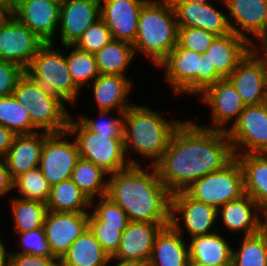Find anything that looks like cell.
Segmentation results:
<instances>
[{
    "instance_id": "6da1fadb",
    "label": "cell",
    "mask_w": 267,
    "mask_h": 266,
    "mask_svg": "<svg viewBox=\"0 0 267 266\" xmlns=\"http://www.w3.org/2000/svg\"><path fill=\"white\" fill-rule=\"evenodd\" d=\"M234 158L227 132L185 120L154 166L172 194L185 191L195 180L224 168Z\"/></svg>"
},
{
    "instance_id": "7a4b0ae2",
    "label": "cell",
    "mask_w": 267,
    "mask_h": 266,
    "mask_svg": "<svg viewBox=\"0 0 267 266\" xmlns=\"http://www.w3.org/2000/svg\"><path fill=\"white\" fill-rule=\"evenodd\" d=\"M151 171L140 165L111 174L107 197L118 204L130 221L170 225L171 193L158 177L155 166Z\"/></svg>"
},
{
    "instance_id": "3957f363",
    "label": "cell",
    "mask_w": 267,
    "mask_h": 266,
    "mask_svg": "<svg viewBox=\"0 0 267 266\" xmlns=\"http://www.w3.org/2000/svg\"><path fill=\"white\" fill-rule=\"evenodd\" d=\"M163 118L152 109L133 104L123 113V141L125 153L131 149L135 153L151 159L154 166L162 157L175 130L183 122H173Z\"/></svg>"
},
{
    "instance_id": "277c9868",
    "label": "cell",
    "mask_w": 267,
    "mask_h": 266,
    "mask_svg": "<svg viewBox=\"0 0 267 266\" xmlns=\"http://www.w3.org/2000/svg\"><path fill=\"white\" fill-rule=\"evenodd\" d=\"M178 24L169 0H148L142 7L137 35L132 43L137 52L148 55L157 67L177 45Z\"/></svg>"
},
{
    "instance_id": "5b68a950",
    "label": "cell",
    "mask_w": 267,
    "mask_h": 266,
    "mask_svg": "<svg viewBox=\"0 0 267 266\" xmlns=\"http://www.w3.org/2000/svg\"><path fill=\"white\" fill-rule=\"evenodd\" d=\"M165 68V80L176 94H201L222 77L211 67L206 53L200 54L176 45L159 65Z\"/></svg>"
},
{
    "instance_id": "8992f818",
    "label": "cell",
    "mask_w": 267,
    "mask_h": 266,
    "mask_svg": "<svg viewBox=\"0 0 267 266\" xmlns=\"http://www.w3.org/2000/svg\"><path fill=\"white\" fill-rule=\"evenodd\" d=\"M69 117L67 131L76 135L80 157L90 160L109 175L123 170L130 165H138L134 159L125 158L123 138H111L109 135L95 133L89 130L80 120L77 122Z\"/></svg>"
},
{
    "instance_id": "52a82bcc",
    "label": "cell",
    "mask_w": 267,
    "mask_h": 266,
    "mask_svg": "<svg viewBox=\"0 0 267 266\" xmlns=\"http://www.w3.org/2000/svg\"><path fill=\"white\" fill-rule=\"evenodd\" d=\"M53 42L44 43L25 70L47 93L75 106L80 88L69 73L66 56L54 49Z\"/></svg>"
},
{
    "instance_id": "ba28073f",
    "label": "cell",
    "mask_w": 267,
    "mask_h": 266,
    "mask_svg": "<svg viewBox=\"0 0 267 266\" xmlns=\"http://www.w3.org/2000/svg\"><path fill=\"white\" fill-rule=\"evenodd\" d=\"M185 192L194 200L217 210L245 194L243 169L235 157L224 168L195 180Z\"/></svg>"
},
{
    "instance_id": "9c48e42d",
    "label": "cell",
    "mask_w": 267,
    "mask_h": 266,
    "mask_svg": "<svg viewBox=\"0 0 267 266\" xmlns=\"http://www.w3.org/2000/svg\"><path fill=\"white\" fill-rule=\"evenodd\" d=\"M234 155L267 153V107L264 103L245 106L238 120L226 131ZM240 147V148H239ZM242 149V152L239 149Z\"/></svg>"
},
{
    "instance_id": "30bf717a",
    "label": "cell",
    "mask_w": 267,
    "mask_h": 266,
    "mask_svg": "<svg viewBox=\"0 0 267 266\" xmlns=\"http://www.w3.org/2000/svg\"><path fill=\"white\" fill-rule=\"evenodd\" d=\"M67 135V130L59 133L44 132L39 168L51 187L71 178L80 158L77 143L74 139L73 142L65 139Z\"/></svg>"
},
{
    "instance_id": "8fae6325",
    "label": "cell",
    "mask_w": 267,
    "mask_h": 266,
    "mask_svg": "<svg viewBox=\"0 0 267 266\" xmlns=\"http://www.w3.org/2000/svg\"><path fill=\"white\" fill-rule=\"evenodd\" d=\"M44 43L12 13L0 25V60L14 62L26 70Z\"/></svg>"
},
{
    "instance_id": "7c38bea8",
    "label": "cell",
    "mask_w": 267,
    "mask_h": 266,
    "mask_svg": "<svg viewBox=\"0 0 267 266\" xmlns=\"http://www.w3.org/2000/svg\"><path fill=\"white\" fill-rule=\"evenodd\" d=\"M89 212L48 210L43 228L53 257L61 259L71 244L88 227Z\"/></svg>"
},
{
    "instance_id": "4fadbf2b",
    "label": "cell",
    "mask_w": 267,
    "mask_h": 266,
    "mask_svg": "<svg viewBox=\"0 0 267 266\" xmlns=\"http://www.w3.org/2000/svg\"><path fill=\"white\" fill-rule=\"evenodd\" d=\"M201 97V101L211 109L213 123V127L202 126L204 128L226 132L228 130L226 125L232 120L234 124L245 108L239 93L228 78H222L208 86L201 93Z\"/></svg>"
},
{
    "instance_id": "5bb4252c",
    "label": "cell",
    "mask_w": 267,
    "mask_h": 266,
    "mask_svg": "<svg viewBox=\"0 0 267 266\" xmlns=\"http://www.w3.org/2000/svg\"><path fill=\"white\" fill-rule=\"evenodd\" d=\"M60 5L61 0H18L11 13L47 43L58 30Z\"/></svg>"
},
{
    "instance_id": "9a60e30c",
    "label": "cell",
    "mask_w": 267,
    "mask_h": 266,
    "mask_svg": "<svg viewBox=\"0 0 267 266\" xmlns=\"http://www.w3.org/2000/svg\"><path fill=\"white\" fill-rule=\"evenodd\" d=\"M227 78L245 106L264 103L267 94V65L252 50Z\"/></svg>"
},
{
    "instance_id": "2e32d148",
    "label": "cell",
    "mask_w": 267,
    "mask_h": 266,
    "mask_svg": "<svg viewBox=\"0 0 267 266\" xmlns=\"http://www.w3.org/2000/svg\"><path fill=\"white\" fill-rule=\"evenodd\" d=\"M148 0H100V18L110 29L112 38L135 41L139 16Z\"/></svg>"
},
{
    "instance_id": "e0dca14e",
    "label": "cell",
    "mask_w": 267,
    "mask_h": 266,
    "mask_svg": "<svg viewBox=\"0 0 267 266\" xmlns=\"http://www.w3.org/2000/svg\"><path fill=\"white\" fill-rule=\"evenodd\" d=\"M100 19V0H61L59 26L62 46L74 45Z\"/></svg>"
},
{
    "instance_id": "ac0fdd59",
    "label": "cell",
    "mask_w": 267,
    "mask_h": 266,
    "mask_svg": "<svg viewBox=\"0 0 267 266\" xmlns=\"http://www.w3.org/2000/svg\"><path fill=\"white\" fill-rule=\"evenodd\" d=\"M181 213L183 225L189 232V236L208 235L218 220V211L215 207L199 202L191 198L185 191L171 194L170 215Z\"/></svg>"
},
{
    "instance_id": "d6986e66",
    "label": "cell",
    "mask_w": 267,
    "mask_h": 266,
    "mask_svg": "<svg viewBox=\"0 0 267 266\" xmlns=\"http://www.w3.org/2000/svg\"><path fill=\"white\" fill-rule=\"evenodd\" d=\"M179 219L178 215H170V225L156 235L149 266H187L189 247L181 237L184 231Z\"/></svg>"
},
{
    "instance_id": "ffe728a7",
    "label": "cell",
    "mask_w": 267,
    "mask_h": 266,
    "mask_svg": "<svg viewBox=\"0 0 267 266\" xmlns=\"http://www.w3.org/2000/svg\"><path fill=\"white\" fill-rule=\"evenodd\" d=\"M178 27L203 29L217 36L232 32L229 17L210 3L171 2Z\"/></svg>"
},
{
    "instance_id": "44dd1931",
    "label": "cell",
    "mask_w": 267,
    "mask_h": 266,
    "mask_svg": "<svg viewBox=\"0 0 267 266\" xmlns=\"http://www.w3.org/2000/svg\"><path fill=\"white\" fill-rule=\"evenodd\" d=\"M165 227L163 224L130 221L122 232L119 249L114 259L149 262L156 235Z\"/></svg>"
},
{
    "instance_id": "7402d4cb",
    "label": "cell",
    "mask_w": 267,
    "mask_h": 266,
    "mask_svg": "<svg viewBox=\"0 0 267 266\" xmlns=\"http://www.w3.org/2000/svg\"><path fill=\"white\" fill-rule=\"evenodd\" d=\"M225 4L231 18L230 20L232 32L245 37L254 44L264 33V17L267 9V0H220ZM238 25V26H237ZM249 34H247V33ZM251 36H248L250 35ZM253 36V38H251Z\"/></svg>"
},
{
    "instance_id": "603a6c76",
    "label": "cell",
    "mask_w": 267,
    "mask_h": 266,
    "mask_svg": "<svg viewBox=\"0 0 267 266\" xmlns=\"http://www.w3.org/2000/svg\"><path fill=\"white\" fill-rule=\"evenodd\" d=\"M91 83L100 118L107 116L114 108L117 113L123 114L132 106L128 100L132 81L127 76L99 74Z\"/></svg>"
},
{
    "instance_id": "cb8c5ba5",
    "label": "cell",
    "mask_w": 267,
    "mask_h": 266,
    "mask_svg": "<svg viewBox=\"0 0 267 266\" xmlns=\"http://www.w3.org/2000/svg\"><path fill=\"white\" fill-rule=\"evenodd\" d=\"M252 50L248 39L234 32L218 36L205 51L206 59L216 72L227 78L237 64Z\"/></svg>"
},
{
    "instance_id": "d4e9b609",
    "label": "cell",
    "mask_w": 267,
    "mask_h": 266,
    "mask_svg": "<svg viewBox=\"0 0 267 266\" xmlns=\"http://www.w3.org/2000/svg\"><path fill=\"white\" fill-rule=\"evenodd\" d=\"M44 145V131L31 134H16L7 154L3 157L11 177L39 167Z\"/></svg>"
},
{
    "instance_id": "484cf974",
    "label": "cell",
    "mask_w": 267,
    "mask_h": 266,
    "mask_svg": "<svg viewBox=\"0 0 267 266\" xmlns=\"http://www.w3.org/2000/svg\"><path fill=\"white\" fill-rule=\"evenodd\" d=\"M259 210L258 204L245 193L222 205L217 211L218 218L221 216L222 224L230 232L239 233L243 230L244 236H249L259 233Z\"/></svg>"
},
{
    "instance_id": "4316f807",
    "label": "cell",
    "mask_w": 267,
    "mask_h": 266,
    "mask_svg": "<svg viewBox=\"0 0 267 266\" xmlns=\"http://www.w3.org/2000/svg\"><path fill=\"white\" fill-rule=\"evenodd\" d=\"M189 259L211 266H231L232 250L229 242L216 232L189 237Z\"/></svg>"
},
{
    "instance_id": "83f0119b",
    "label": "cell",
    "mask_w": 267,
    "mask_h": 266,
    "mask_svg": "<svg viewBox=\"0 0 267 266\" xmlns=\"http://www.w3.org/2000/svg\"><path fill=\"white\" fill-rule=\"evenodd\" d=\"M110 256L87 227L59 260L60 266H110Z\"/></svg>"
},
{
    "instance_id": "f1b7e54d",
    "label": "cell",
    "mask_w": 267,
    "mask_h": 266,
    "mask_svg": "<svg viewBox=\"0 0 267 266\" xmlns=\"http://www.w3.org/2000/svg\"><path fill=\"white\" fill-rule=\"evenodd\" d=\"M243 169L244 191L262 208L267 205V153L235 155Z\"/></svg>"
},
{
    "instance_id": "f546056e",
    "label": "cell",
    "mask_w": 267,
    "mask_h": 266,
    "mask_svg": "<svg viewBox=\"0 0 267 266\" xmlns=\"http://www.w3.org/2000/svg\"><path fill=\"white\" fill-rule=\"evenodd\" d=\"M27 111L32 124L39 130L48 133H59L67 130L70 113L60 98H44L30 103Z\"/></svg>"
},
{
    "instance_id": "4dcf8cb0",
    "label": "cell",
    "mask_w": 267,
    "mask_h": 266,
    "mask_svg": "<svg viewBox=\"0 0 267 266\" xmlns=\"http://www.w3.org/2000/svg\"><path fill=\"white\" fill-rule=\"evenodd\" d=\"M97 68L100 74L126 76L125 71L135 56L131 43L112 39L95 54Z\"/></svg>"
},
{
    "instance_id": "1f68e13d",
    "label": "cell",
    "mask_w": 267,
    "mask_h": 266,
    "mask_svg": "<svg viewBox=\"0 0 267 266\" xmlns=\"http://www.w3.org/2000/svg\"><path fill=\"white\" fill-rule=\"evenodd\" d=\"M46 206L56 212H87L91 201L69 178L51 187Z\"/></svg>"
},
{
    "instance_id": "d6a6232c",
    "label": "cell",
    "mask_w": 267,
    "mask_h": 266,
    "mask_svg": "<svg viewBox=\"0 0 267 266\" xmlns=\"http://www.w3.org/2000/svg\"><path fill=\"white\" fill-rule=\"evenodd\" d=\"M107 174L102 168L82 157L72 171V181L91 201V207L97 194L99 198L107 195L108 179H105Z\"/></svg>"
},
{
    "instance_id": "836d02e7",
    "label": "cell",
    "mask_w": 267,
    "mask_h": 266,
    "mask_svg": "<svg viewBox=\"0 0 267 266\" xmlns=\"http://www.w3.org/2000/svg\"><path fill=\"white\" fill-rule=\"evenodd\" d=\"M10 203L17 234L43 227L48 211L46 203L18 197L11 199Z\"/></svg>"
},
{
    "instance_id": "e575fe53",
    "label": "cell",
    "mask_w": 267,
    "mask_h": 266,
    "mask_svg": "<svg viewBox=\"0 0 267 266\" xmlns=\"http://www.w3.org/2000/svg\"><path fill=\"white\" fill-rule=\"evenodd\" d=\"M0 125L12 130L15 134L37 132L27 108L21 105L13 94L0 97Z\"/></svg>"
},
{
    "instance_id": "d590c367",
    "label": "cell",
    "mask_w": 267,
    "mask_h": 266,
    "mask_svg": "<svg viewBox=\"0 0 267 266\" xmlns=\"http://www.w3.org/2000/svg\"><path fill=\"white\" fill-rule=\"evenodd\" d=\"M242 239L240 248L232 250L231 266H267V240L260 233Z\"/></svg>"
},
{
    "instance_id": "8d00e7d4",
    "label": "cell",
    "mask_w": 267,
    "mask_h": 266,
    "mask_svg": "<svg viewBox=\"0 0 267 266\" xmlns=\"http://www.w3.org/2000/svg\"><path fill=\"white\" fill-rule=\"evenodd\" d=\"M67 49L73 48L66 56L67 66L73 82L80 88L92 82L99 76L95 55L81 51L73 45L63 46Z\"/></svg>"
},
{
    "instance_id": "74e56055",
    "label": "cell",
    "mask_w": 267,
    "mask_h": 266,
    "mask_svg": "<svg viewBox=\"0 0 267 266\" xmlns=\"http://www.w3.org/2000/svg\"><path fill=\"white\" fill-rule=\"evenodd\" d=\"M13 188H17L22 199L35 200L46 203L49 198L51 186L44 178L40 168H34L21 173L14 178Z\"/></svg>"
},
{
    "instance_id": "f35d334b",
    "label": "cell",
    "mask_w": 267,
    "mask_h": 266,
    "mask_svg": "<svg viewBox=\"0 0 267 266\" xmlns=\"http://www.w3.org/2000/svg\"><path fill=\"white\" fill-rule=\"evenodd\" d=\"M88 227L107 254L113 256L121 242L123 231H120V226L105 225L93 212H89Z\"/></svg>"
},
{
    "instance_id": "ab89813d",
    "label": "cell",
    "mask_w": 267,
    "mask_h": 266,
    "mask_svg": "<svg viewBox=\"0 0 267 266\" xmlns=\"http://www.w3.org/2000/svg\"><path fill=\"white\" fill-rule=\"evenodd\" d=\"M110 29L100 18L90 25L73 45L81 51L95 54L112 40Z\"/></svg>"
},
{
    "instance_id": "60d3db41",
    "label": "cell",
    "mask_w": 267,
    "mask_h": 266,
    "mask_svg": "<svg viewBox=\"0 0 267 266\" xmlns=\"http://www.w3.org/2000/svg\"><path fill=\"white\" fill-rule=\"evenodd\" d=\"M217 37L203 29L178 27L177 45L203 54Z\"/></svg>"
},
{
    "instance_id": "b9f144b4",
    "label": "cell",
    "mask_w": 267,
    "mask_h": 266,
    "mask_svg": "<svg viewBox=\"0 0 267 266\" xmlns=\"http://www.w3.org/2000/svg\"><path fill=\"white\" fill-rule=\"evenodd\" d=\"M95 204L92 211L102 222H105V225L120 226V231L126 229L130 220L118 204L107 196L100 197Z\"/></svg>"
},
{
    "instance_id": "7bdbcfd3",
    "label": "cell",
    "mask_w": 267,
    "mask_h": 266,
    "mask_svg": "<svg viewBox=\"0 0 267 266\" xmlns=\"http://www.w3.org/2000/svg\"><path fill=\"white\" fill-rule=\"evenodd\" d=\"M13 95L25 108H27L30 103L34 104L37 100H44V98H59L47 93L26 73L19 79L13 91Z\"/></svg>"
},
{
    "instance_id": "ee69618b",
    "label": "cell",
    "mask_w": 267,
    "mask_h": 266,
    "mask_svg": "<svg viewBox=\"0 0 267 266\" xmlns=\"http://www.w3.org/2000/svg\"><path fill=\"white\" fill-rule=\"evenodd\" d=\"M18 234L22 251L17 253L53 257L43 227Z\"/></svg>"
},
{
    "instance_id": "f6af8a7d",
    "label": "cell",
    "mask_w": 267,
    "mask_h": 266,
    "mask_svg": "<svg viewBox=\"0 0 267 266\" xmlns=\"http://www.w3.org/2000/svg\"><path fill=\"white\" fill-rule=\"evenodd\" d=\"M117 118L105 120L91 119L87 116H79V120L91 131L103 135H109L111 138H123V114H117Z\"/></svg>"
},
{
    "instance_id": "bcb514c9",
    "label": "cell",
    "mask_w": 267,
    "mask_h": 266,
    "mask_svg": "<svg viewBox=\"0 0 267 266\" xmlns=\"http://www.w3.org/2000/svg\"><path fill=\"white\" fill-rule=\"evenodd\" d=\"M25 74L20 65L0 60V97L13 94L19 79Z\"/></svg>"
},
{
    "instance_id": "7dc6e473",
    "label": "cell",
    "mask_w": 267,
    "mask_h": 266,
    "mask_svg": "<svg viewBox=\"0 0 267 266\" xmlns=\"http://www.w3.org/2000/svg\"><path fill=\"white\" fill-rule=\"evenodd\" d=\"M9 266H60L56 257L10 252Z\"/></svg>"
},
{
    "instance_id": "c3c4849f",
    "label": "cell",
    "mask_w": 267,
    "mask_h": 266,
    "mask_svg": "<svg viewBox=\"0 0 267 266\" xmlns=\"http://www.w3.org/2000/svg\"><path fill=\"white\" fill-rule=\"evenodd\" d=\"M13 181L4 159L0 158V197L14 189Z\"/></svg>"
},
{
    "instance_id": "681fc988",
    "label": "cell",
    "mask_w": 267,
    "mask_h": 266,
    "mask_svg": "<svg viewBox=\"0 0 267 266\" xmlns=\"http://www.w3.org/2000/svg\"><path fill=\"white\" fill-rule=\"evenodd\" d=\"M16 134L6 127L0 125V158H3L12 146Z\"/></svg>"
},
{
    "instance_id": "f907efd6",
    "label": "cell",
    "mask_w": 267,
    "mask_h": 266,
    "mask_svg": "<svg viewBox=\"0 0 267 266\" xmlns=\"http://www.w3.org/2000/svg\"><path fill=\"white\" fill-rule=\"evenodd\" d=\"M258 41H260V45L263 44V47H264V50L262 52H264V55H260L259 53V50L260 48H257V46L255 47L256 43H254L252 45V51L256 54V55H259L258 57L267 65V32H264L258 39ZM257 50H256V49ZM259 49V50H258ZM262 56V57H261Z\"/></svg>"
},
{
    "instance_id": "816d5d0a",
    "label": "cell",
    "mask_w": 267,
    "mask_h": 266,
    "mask_svg": "<svg viewBox=\"0 0 267 266\" xmlns=\"http://www.w3.org/2000/svg\"><path fill=\"white\" fill-rule=\"evenodd\" d=\"M259 211L260 213H263L262 215L264 216H262V218L265 219L263 221V219L259 217V233L267 240V205L260 208Z\"/></svg>"
},
{
    "instance_id": "f5cc1de1",
    "label": "cell",
    "mask_w": 267,
    "mask_h": 266,
    "mask_svg": "<svg viewBox=\"0 0 267 266\" xmlns=\"http://www.w3.org/2000/svg\"><path fill=\"white\" fill-rule=\"evenodd\" d=\"M10 264V253L7 252L6 246L0 238V266H9Z\"/></svg>"
},
{
    "instance_id": "db71d44e",
    "label": "cell",
    "mask_w": 267,
    "mask_h": 266,
    "mask_svg": "<svg viewBox=\"0 0 267 266\" xmlns=\"http://www.w3.org/2000/svg\"><path fill=\"white\" fill-rule=\"evenodd\" d=\"M115 260L119 261L115 263L114 266H149V263L144 261H133V260H122V259H115Z\"/></svg>"
},
{
    "instance_id": "11a10c76",
    "label": "cell",
    "mask_w": 267,
    "mask_h": 266,
    "mask_svg": "<svg viewBox=\"0 0 267 266\" xmlns=\"http://www.w3.org/2000/svg\"><path fill=\"white\" fill-rule=\"evenodd\" d=\"M11 14V8L0 0V25L6 20Z\"/></svg>"
},
{
    "instance_id": "9f6ffc18",
    "label": "cell",
    "mask_w": 267,
    "mask_h": 266,
    "mask_svg": "<svg viewBox=\"0 0 267 266\" xmlns=\"http://www.w3.org/2000/svg\"><path fill=\"white\" fill-rule=\"evenodd\" d=\"M170 2L209 3L210 0H169Z\"/></svg>"
},
{
    "instance_id": "6f0895ef",
    "label": "cell",
    "mask_w": 267,
    "mask_h": 266,
    "mask_svg": "<svg viewBox=\"0 0 267 266\" xmlns=\"http://www.w3.org/2000/svg\"><path fill=\"white\" fill-rule=\"evenodd\" d=\"M187 266H211V265H205V264H202V263H198V262H195V261H191V260L189 259Z\"/></svg>"
},
{
    "instance_id": "680465c9",
    "label": "cell",
    "mask_w": 267,
    "mask_h": 266,
    "mask_svg": "<svg viewBox=\"0 0 267 266\" xmlns=\"http://www.w3.org/2000/svg\"><path fill=\"white\" fill-rule=\"evenodd\" d=\"M1 1L6 3L11 9L14 6V0H1Z\"/></svg>"
},
{
    "instance_id": "91938a15",
    "label": "cell",
    "mask_w": 267,
    "mask_h": 266,
    "mask_svg": "<svg viewBox=\"0 0 267 266\" xmlns=\"http://www.w3.org/2000/svg\"><path fill=\"white\" fill-rule=\"evenodd\" d=\"M264 32H267V9L264 17Z\"/></svg>"
},
{
    "instance_id": "94428289",
    "label": "cell",
    "mask_w": 267,
    "mask_h": 266,
    "mask_svg": "<svg viewBox=\"0 0 267 266\" xmlns=\"http://www.w3.org/2000/svg\"><path fill=\"white\" fill-rule=\"evenodd\" d=\"M264 104L266 105V107H267V94H266V96H265V101H264Z\"/></svg>"
}]
</instances>
